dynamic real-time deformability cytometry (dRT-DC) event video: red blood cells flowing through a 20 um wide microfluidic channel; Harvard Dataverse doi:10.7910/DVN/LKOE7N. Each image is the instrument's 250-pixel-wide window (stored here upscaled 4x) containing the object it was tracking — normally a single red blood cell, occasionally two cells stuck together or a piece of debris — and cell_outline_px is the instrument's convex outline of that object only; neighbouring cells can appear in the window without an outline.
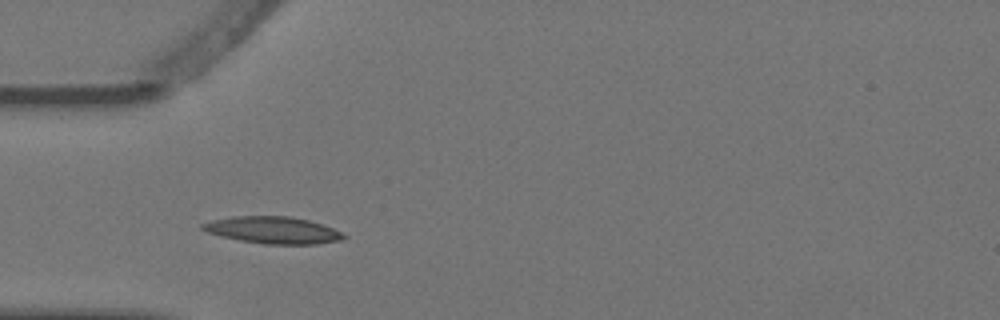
{"species": "Egyptian fruit bat (a non-hibernating species)", "species_latin": "Rousettus aegyptiacus", "temperature_condition": "warm", "stored_images_in_passage": 4, "camera_frame_rate_fps": 3000, "um_per_image_px": 0.085, "animal": {"sex": "female"}, "frame": {"image": 1, "passage_image": 3, "time_ms": 0.667, "image_size_px": [1000, 320], "cell_outline_px": [[348, 236], [344, 240], [316, 244], [264, 244], [240, 240], [208, 232], [200, 228], [200, 224], [212, 220], [232, 216], [288, 216], [308, 220], [344, 232]], "centroid_in_image_um": [23.24, 19.56], "position_along_channel_um": 61.8, "area_um2": 22.14}}
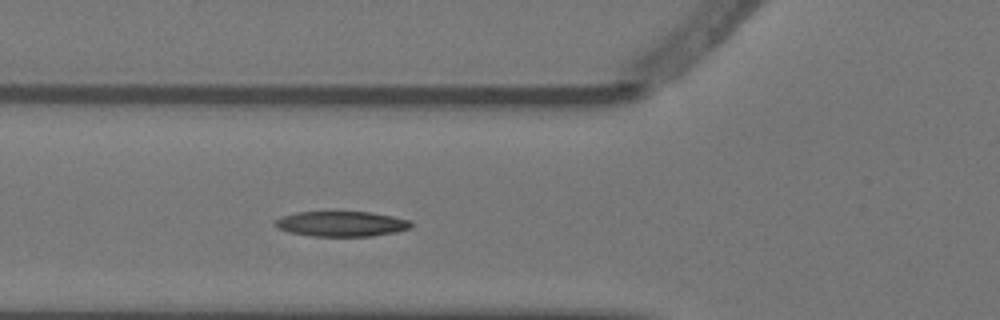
{"frame": {"image": 2, "passage_image": 4, "time_ms": 1.0, "image_size_px": [1000, 320], "cell_outline_px": [[412, 228], [396, 232], [372, 236], [312, 236], [288, 232], [276, 228], [272, 224], [280, 216], [296, 212], [372, 212], [412, 220]], "centroid_in_image_um": [29.01, 19.03], "position_along_channel_um": 96.8, "area_um2": 20.23}}